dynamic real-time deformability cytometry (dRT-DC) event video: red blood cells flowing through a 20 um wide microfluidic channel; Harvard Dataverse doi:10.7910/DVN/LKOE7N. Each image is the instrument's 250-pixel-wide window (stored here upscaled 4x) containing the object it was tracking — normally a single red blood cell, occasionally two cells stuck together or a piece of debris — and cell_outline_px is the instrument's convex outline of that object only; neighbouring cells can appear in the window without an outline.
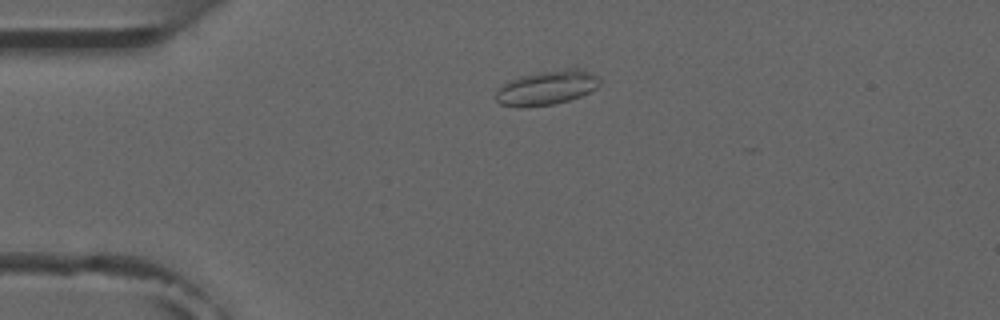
{"species": "common noctule bat (a hibernating species)", "species_latin": "Nyctalus noctula", "temperature_condition": "room temperature", "stored_images_in_passage": 6, "camera_frame_rate_fps": 3000, "um_per_image_px": 0.085, "animal": {"sex": "male", "forearm_length_mm": 52.5}, "frame": {"image": 1, "passage_image": 4, "time_ms": 3.333, "image_size_px": [1000, 320], "cell_outline_px": [[600, 84], [596, 88], [580, 96], [568, 100], [552, 104], [524, 108], [520, 108], [500, 104], [496, 100], [496, 92], [504, 84], [520, 76], [540, 72], [568, 68], [576, 68], [600, 76]], "centroid_in_image_um": [46.48, 7.47], "position_along_channel_um": 38.5, "area_um2": 20.63}}